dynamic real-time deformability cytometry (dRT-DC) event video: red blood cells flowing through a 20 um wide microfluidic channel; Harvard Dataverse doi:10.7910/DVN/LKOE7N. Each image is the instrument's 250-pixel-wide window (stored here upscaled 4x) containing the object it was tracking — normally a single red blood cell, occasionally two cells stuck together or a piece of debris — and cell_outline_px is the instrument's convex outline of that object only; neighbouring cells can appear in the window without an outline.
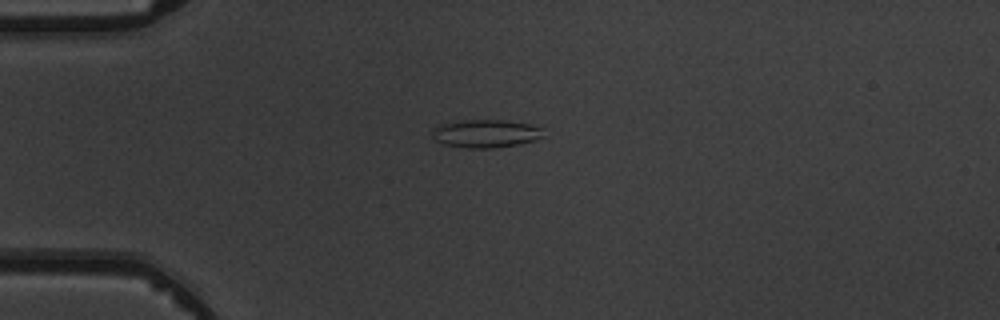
{"species": "common noctule bat (a hibernating species)", "species_latin": "Nyctalus noctula", "temperature_condition": "warm", "stored_images_in_passage": 6, "camera_frame_rate_fps": 3000, "um_per_image_px": 0.085, "animal": {"sex": "male", "body_mass_g": 19.5, "forearm_length_mm": 54.6}, "frame": {"image": 1, "passage_image": 3, "time_ms": 2.333, "image_size_px": [1000, 320], "cell_outline_px": [[544, 136], [520, 144], [492, 148], [468, 148], [444, 144], [436, 140], [432, 136], [432, 132], [440, 124], [460, 120], [508, 120], [532, 124], [544, 128]], "centroid_in_image_um": [41.34, 11.34], "position_along_channel_um": 43.7, "area_um2": 18.26}}
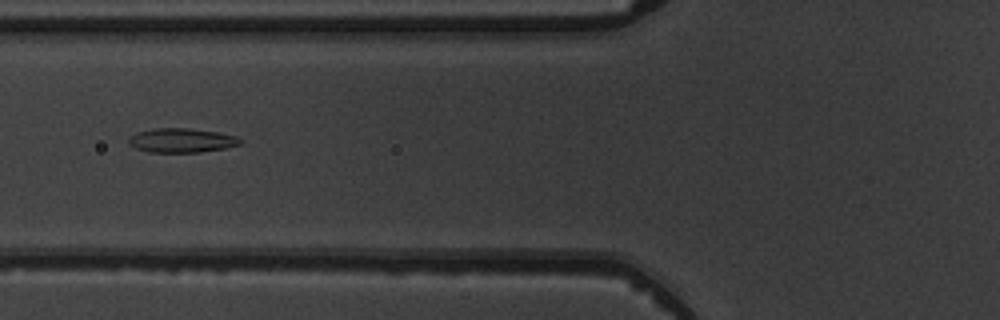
{"frame": {"image": 2, "passage_image": 5, "time_ms": 4.667, "image_size_px": [1000, 320], "cell_outline_px": [[244, 140], [240, 144], [224, 148], [200, 152], [148, 152], [136, 148], [128, 144], [128, 140], [136, 132], [152, 128], [192, 128], [216, 132], [236, 136]], "centroid_in_image_um": [15.43, 11.92], "position_along_channel_um": 110.4, "area_um2": 15.78}}
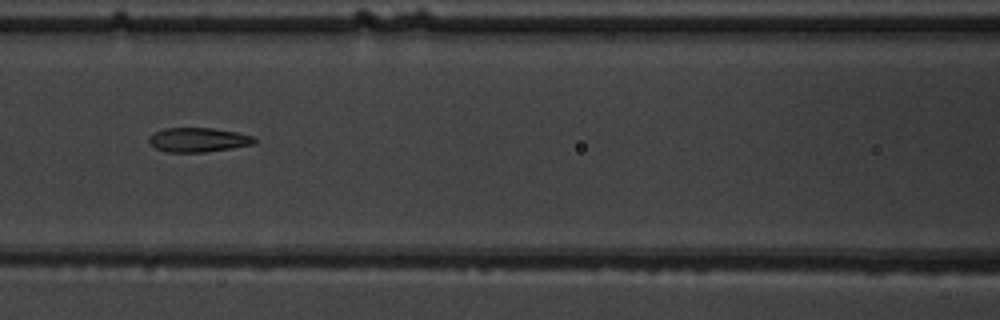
{"frame": {"image": 3, "passage_image": 6, "time_ms": 5.667, "image_size_px": [1000, 320], "cell_outline_px": [[256, 144], [232, 148], [204, 152], [168, 152], [156, 148], [148, 144], [148, 136], [164, 128], [212, 128], [236, 132], [252, 136], [256, 140]], "centroid_in_image_um": [16.83, 11.89], "position_along_channel_um": 149.8, "area_um2": 14.97}}